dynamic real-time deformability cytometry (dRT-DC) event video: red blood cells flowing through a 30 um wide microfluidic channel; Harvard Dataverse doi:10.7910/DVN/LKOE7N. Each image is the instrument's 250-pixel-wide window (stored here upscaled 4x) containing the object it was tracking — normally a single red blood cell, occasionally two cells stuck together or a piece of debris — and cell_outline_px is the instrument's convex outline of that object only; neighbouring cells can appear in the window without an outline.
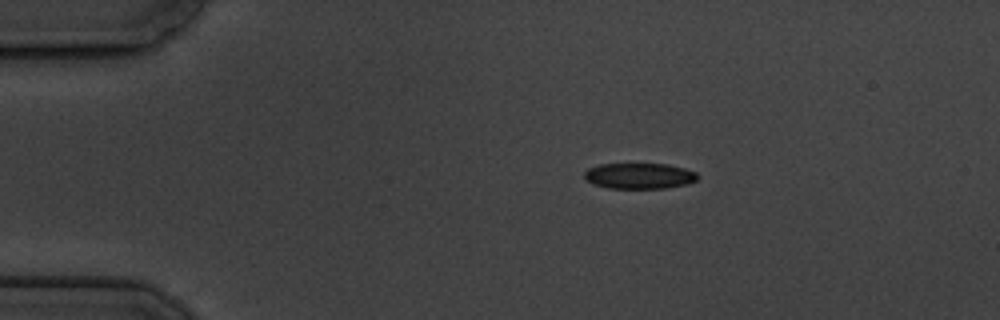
{"species": "common noctule bat (a hibernating species)", "species_latin": "Nyctalus noctula", "temperature_condition": "cold", "stored_images_in_passage": 4, "camera_frame_rate_fps": 3000, "um_per_image_px": 0.085, "animal": {"sex": "male", "body_mass_g": 19.5, "forearm_length_mm": 54.6}, "frame": {"image": 1, "passage_image": 1, "time_ms": 0.0, "image_size_px": [1000, 320], "cell_outline_px": [[700, 176], [696, 180], [688, 184], [664, 188], [608, 188], [592, 184], [584, 180], [584, 172], [588, 168], [600, 164], [668, 164], [684, 168], [696, 172]], "centroid_in_image_um": [54.33, 14.95], "position_along_channel_um": 30.7, "area_um2": 17.17}}